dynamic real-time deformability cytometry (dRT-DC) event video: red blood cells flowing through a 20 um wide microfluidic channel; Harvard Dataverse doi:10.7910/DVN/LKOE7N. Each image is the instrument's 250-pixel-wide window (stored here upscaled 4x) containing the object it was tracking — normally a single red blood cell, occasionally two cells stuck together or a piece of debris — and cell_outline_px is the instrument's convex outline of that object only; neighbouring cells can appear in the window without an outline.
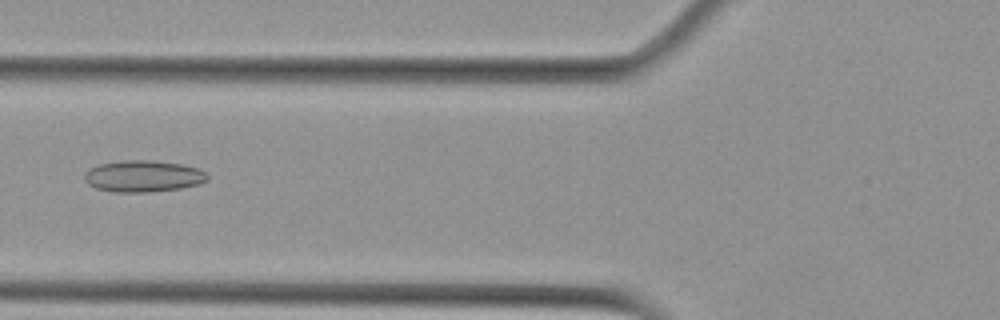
{"species": "Egyptian fruit bat (a non-hibernating species)", "species_latin": "Rousettus aegyptiacus", "temperature_condition": "cold", "stored_images_in_passage": 5, "camera_frame_rate_fps": 3000, "um_per_image_px": 0.085, "animal": {"sex": "female"}, "frame": {"image": 1, "passage_image": 5, "time_ms": 4.667, "image_size_px": [1000, 320], "cell_outline_px": [[208, 180], [200, 184], [180, 188], [148, 192], [112, 192], [96, 188], [88, 184], [84, 180], [84, 172], [88, 168], [100, 164], [120, 160], [152, 160], [184, 164], [200, 168], [208, 176]], "centroid_in_image_um": [12.16, 14.96], "position_along_channel_um": 113.6, "area_um2": 22.95}}